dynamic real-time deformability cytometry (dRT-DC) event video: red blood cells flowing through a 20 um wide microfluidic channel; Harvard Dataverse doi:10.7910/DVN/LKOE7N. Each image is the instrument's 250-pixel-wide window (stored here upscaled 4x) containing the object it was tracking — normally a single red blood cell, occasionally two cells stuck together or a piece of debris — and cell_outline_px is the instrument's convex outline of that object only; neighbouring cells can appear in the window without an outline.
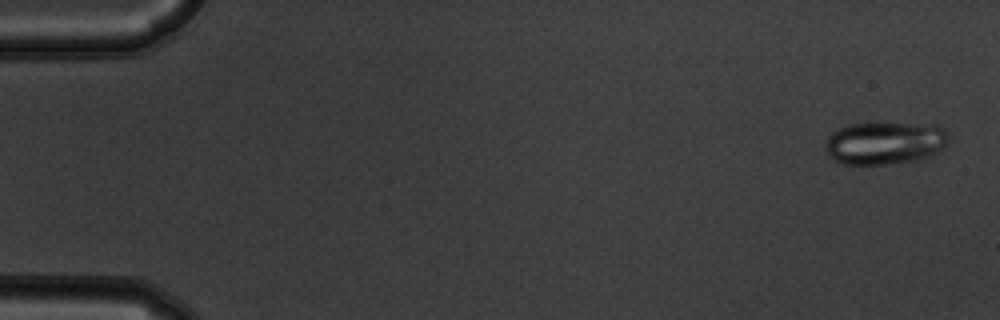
{"species": "common noctule bat (a hibernating species)", "species_latin": "Nyctalus noctula", "temperature_condition": "warm", "stored_images_in_passage": 54, "camera_frame_rate_fps": 3000, "um_per_image_px": 0.085, "animal": {"sex": "male", "body_mass_g": 19.5, "forearm_length_mm": 54.6}, "frame": {"image": 1, "passage_image": 2, "time_ms": 0.333, "image_size_px": [1000, 320], "cell_outline_px": [[948, 140], [944, 148], [932, 156], [916, 160], [884, 164], [844, 164], [836, 160], [828, 152], [824, 144], [828, 136], [832, 132], [848, 124], [872, 120], [936, 124], [944, 128], [948, 136]], "centroid_in_image_um": [75.25, 12.08], "position_along_channel_um": 9.7, "area_um2": 31.73}}
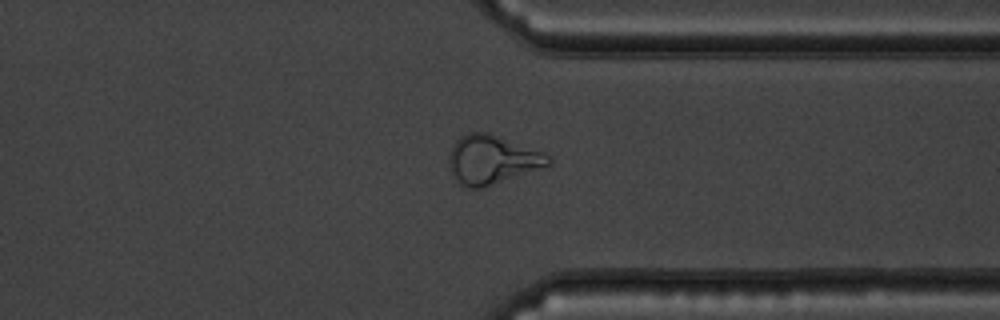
{"frame": {"image": 2, "passage_image": 42, "time_ms": 13.667, "image_size_px": [1000, 320], "cell_outline_px": [[552, 160], [548, 164], [484, 188], [468, 188], [460, 184], [452, 176], [448, 164], [448, 156], [456, 140], [460, 136], [468, 132], [488, 132], [544, 152]], "centroid_in_image_um": [41.75, 13.56], "position_along_channel_um": 369.6, "area_um2": 28.03}}
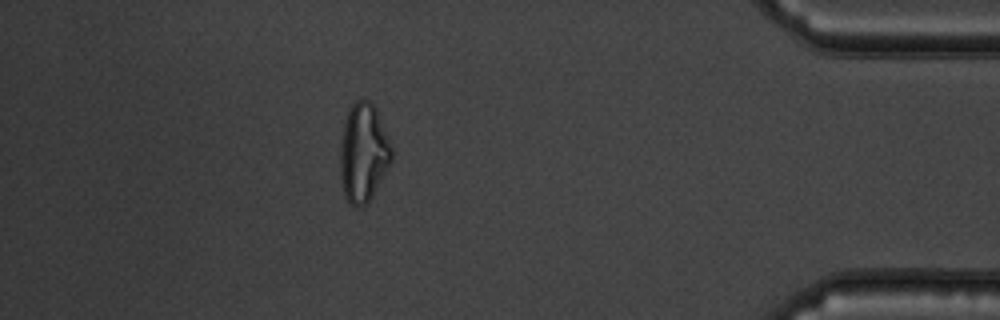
{"frame": {"image": 3, "passage_image": 48, "time_ms": 15.667, "image_size_px": [1000, 320], "cell_outline_px": [[392, 160], [368, 204], [360, 208], [356, 208], [344, 196], [340, 180], [340, 140], [344, 120], [352, 104], [356, 100], [368, 100], [376, 108], [392, 148]], "centroid_in_image_um": [30.86, 13.02], "position_along_channel_um": 404.3, "area_um2": 29.77}}